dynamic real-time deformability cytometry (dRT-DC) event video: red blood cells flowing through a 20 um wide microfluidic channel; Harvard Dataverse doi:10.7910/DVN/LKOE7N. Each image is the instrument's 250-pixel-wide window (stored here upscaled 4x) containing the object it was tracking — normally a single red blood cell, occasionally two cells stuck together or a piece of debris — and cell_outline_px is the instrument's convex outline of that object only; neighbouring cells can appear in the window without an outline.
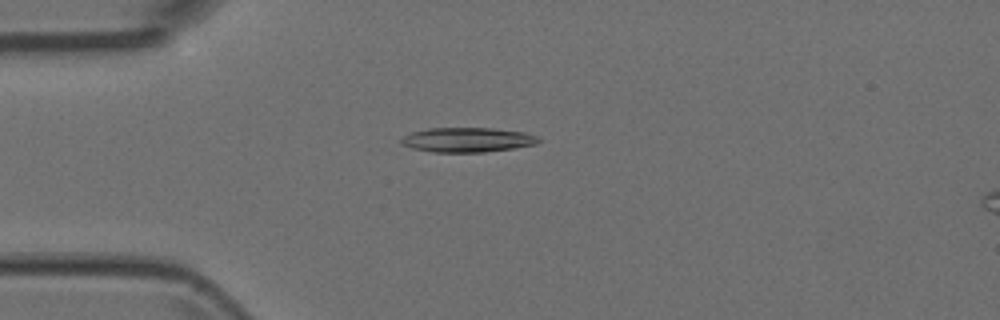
{"species": "Egyptian fruit bat (a non-hibernating species)", "species_latin": "Rousettus aegyptiacus", "temperature_condition": "room temperature", "stored_images_in_passage": 48, "camera_frame_rate_fps": 3000, "um_per_image_px": 0.085, "animal": {"sex": "female"}, "frame": {"image": 1, "passage_image": 10, "time_ms": 3.0, "image_size_px": [1000, 320], "cell_outline_px": [[540, 140], [536, 144], [512, 148], [484, 152], [432, 152], [412, 148], [400, 144], [400, 140], [404, 136], [412, 132], [428, 128], [492, 128], [524, 132], [540, 136]], "centroid_in_image_um": [39.73, 11.88], "position_along_channel_um": 45.3, "area_um2": 19.71}}
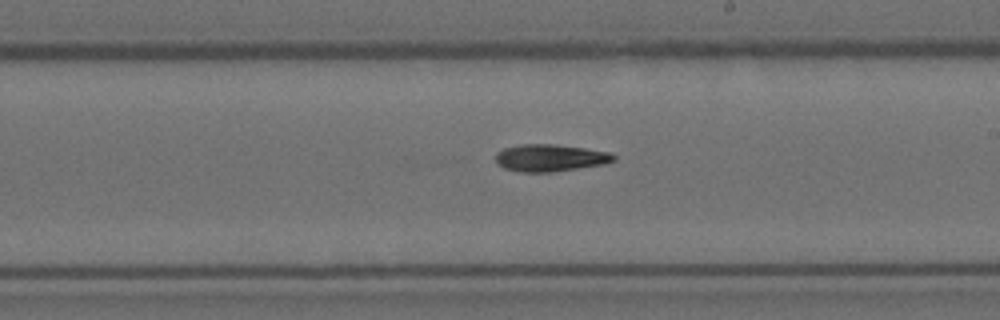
{"frame": {"image": 2, "passage_image": 26, "time_ms": 8.333, "image_size_px": [1000, 320], "cell_outline_px": [[616, 160], [604, 164], [552, 172], [520, 172], [504, 168], [496, 164], [496, 152], [504, 148], [520, 144], [556, 144], [584, 148], [608, 152], [616, 156]], "centroid_in_image_um": [46.74, 13.42], "position_along_channel_um": 242.3, "area_um2": 18.73}}
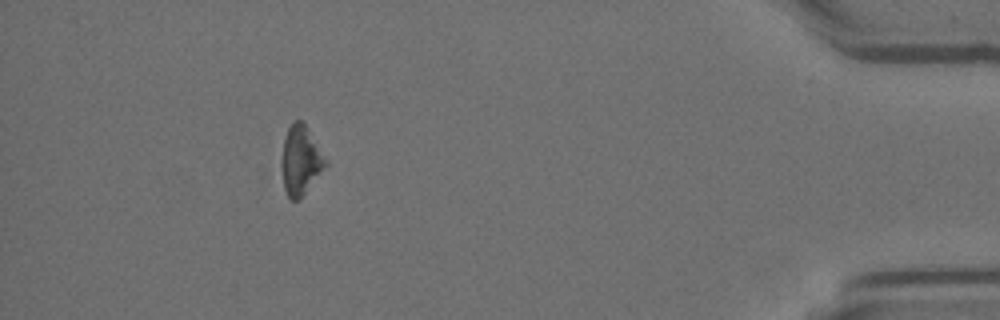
{"frame": {"image": 3, "passage_image": 43, "time_ms": 14.0, "image_size_px": [1000, 320], "cell_outline_px": [[328, 164], [300, 200], [292, 200], [288, 196], [284, 188], [280, 164], [280, 156], [284, 140], [288, 128], [296, 120], [300, 120], [304, 124], [328, 160]], "centroid_in_image_um": [25.54, 13.67], "position_along_channel_um": 409.7, "area_um2": 17.8}}